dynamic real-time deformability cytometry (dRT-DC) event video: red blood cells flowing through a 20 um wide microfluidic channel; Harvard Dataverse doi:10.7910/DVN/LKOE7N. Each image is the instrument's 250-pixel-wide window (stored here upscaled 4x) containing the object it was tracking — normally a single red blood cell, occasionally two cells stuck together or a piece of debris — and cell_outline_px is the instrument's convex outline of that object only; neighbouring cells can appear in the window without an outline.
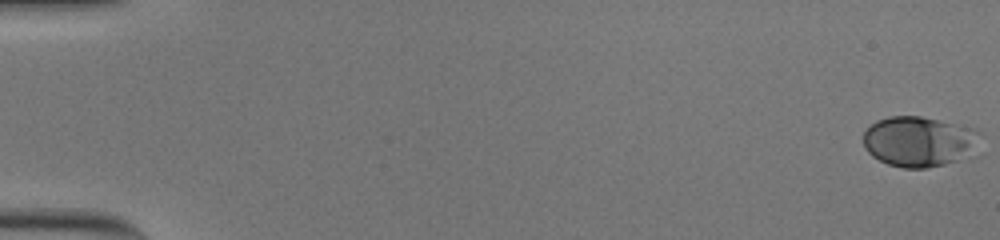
{"species": "human", "species_latin": "Homo sapiens", "temperature_condition": "cold", "stored_images_in_passage": 57, "camera_frame_rate_fps": 3000, "um_per_image_px": 0.085, "donor": {"sex": "male"}, "frame": {"image": 1, "passage_image": 1, "time_ms": 0.0, "image_size_px": [1000, 240], "cell_outline_px": [[980, 132], [968, 152], [964, 156], [956, 160], [944, 164], [928, 168], [904, 168], [888, 164], [872, 156], [864, 148], [864, 132], [876, 120], [888, 116], [920, 116], [976, 128]], "centroid_in_image_um": [78.03, 12.01], "position_along_channel_um": 7.0, "area_um2": 33.64}}
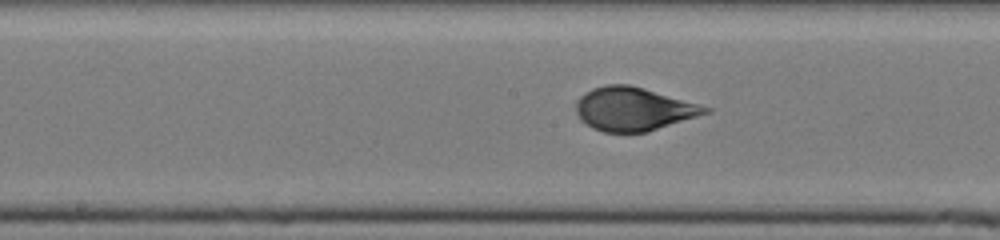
{"frame": {"image": 2, "passage_image": 31, "time_ms": 10.0, "image_size_px": [1000, 240], "cell_outline_px": [[712, 112], [648, 132], [604, 132], [592, 128], [576, 112], [576, 104], [580, 96], [584, 92], [592, 88], [604, 84], [628, 84], [644, 88], [712, 108]], "centroid_in_image_um": [53.87, 9.26], "position_along_channel_um": 194.3, "area_um2": 32.6}}
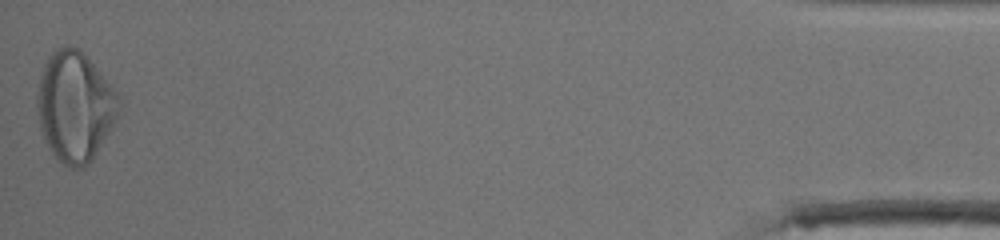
{"frame": {"image": 3, "passage_image": 57, "time_ms": 18.667, "image_size_px": [1000, 240], "cell_outline_px": [[120, 116], [92, 160], [84, 168], [72, 168], [64, 164], [52, 152], [44, 140], [40, 128], [36, 104], [36, 96], [40, 76], [44, 64], [48, 56], [56, 48], [68, 44], [84, 52], [120, 96]], "centroid_in_image_um": [6.38, 9.04], "position_along_channel_um": 428.8, "area_um2": 52.89}, "authors_computed_cell_mechanics": {"area_um2": 32.5992, "velocity_mm_per_s": 3.6825, "shape_relaxation_time_tau1_ms": 5.4425, "shape_relaxation_time_tau2_ms": null, "deformation_change_tau1": 0.1823, "deformation_change_tau2": null}}